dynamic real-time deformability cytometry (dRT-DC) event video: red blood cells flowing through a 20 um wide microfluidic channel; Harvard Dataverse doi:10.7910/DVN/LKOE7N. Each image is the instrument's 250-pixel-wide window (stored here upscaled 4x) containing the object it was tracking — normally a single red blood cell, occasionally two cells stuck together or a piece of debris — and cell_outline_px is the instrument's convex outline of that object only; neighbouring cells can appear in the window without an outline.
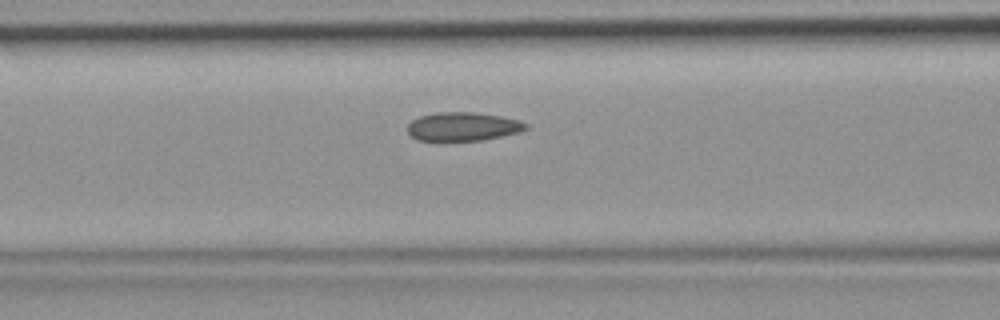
{"species": "common noctule bat (a hibernating species)", "species_latin": "Nyctalus noctula", "temperature_condition": "room temperature", "stored_images_in_passage": 6, "camera_frame_rate_fps": 3000, "um_per_image_px": 0.085, "animal": {"sex": "female", "body_mass_g": 19.9}, "frame": {"image": 1, "passage_image": 6, "time_ms": 1.667, "image_size_px": [1000, 320], "cell_outline_px": [[528, 128], [520, 132], [480, 140], [416, 140], [408, 132], [408, 124], [412, 120], [420, 116], [436, 112], [476, 112], [500, 116], [520, 120], [528, 124]], "centroid_in_image_um": [39.36, 10.74], "position_along_channel_um": 127.2, "area_um2": 19.65}}